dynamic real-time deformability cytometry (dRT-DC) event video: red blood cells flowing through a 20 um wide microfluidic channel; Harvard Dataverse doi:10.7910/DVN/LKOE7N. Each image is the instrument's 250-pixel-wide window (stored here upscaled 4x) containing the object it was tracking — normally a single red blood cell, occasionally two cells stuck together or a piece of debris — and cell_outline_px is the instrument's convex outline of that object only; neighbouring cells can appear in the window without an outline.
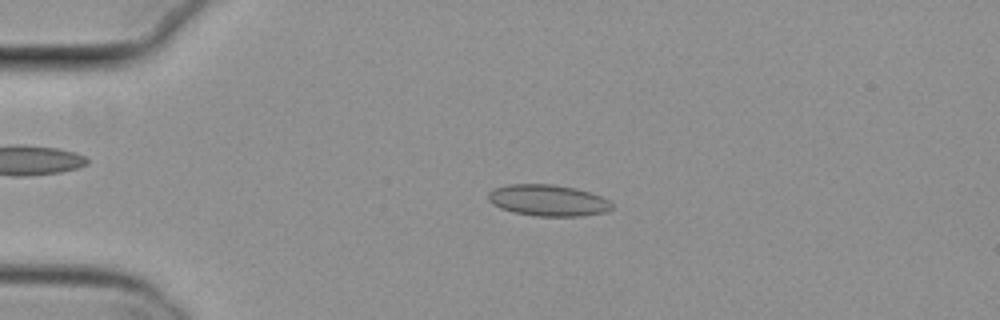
{"species": "common noctule bat (a hibernating species)", "species_latin": "Nyctalus noctula", "temperature_condition": "cold", "stored_images_in_passage": 51, "camera_frame_rate_fps": 3000, "um_per_image_px": 0.085, "animal": {"sex": "female", "body_mass_g": 29.2, "forearm_length_mm": 56.3}, "frame": {"image": 1, "passage_image": 10, "time_ms": 3.0, "image_size_px": [1000, 320], "cell_outline_px": [[612, 208], [604, 212], [580, 216], [536, 216], [512, 212], [500, 208], [492, 204], [488, 200], [488, 192], [496, 188], [508, 184], [552, 184], [576, 188], [612, 200]], "centroid_in_image_um": [46.57, 17.03], "position_along_channel_um": 38.4, "area_um2": 22.66}}
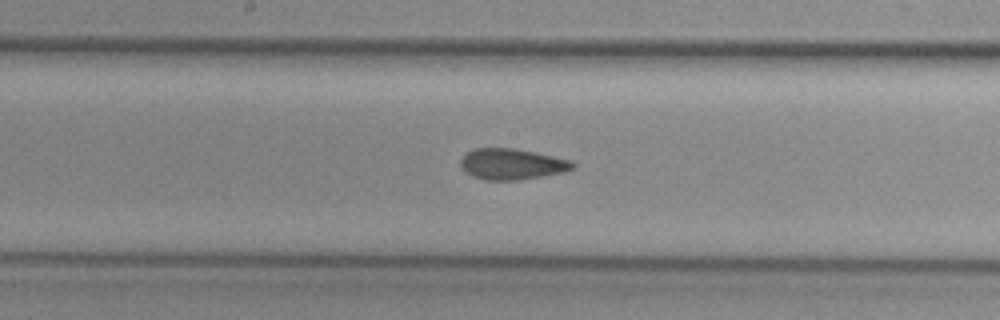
{"frame": {"image": 2, "passage_image": 26, "time_ms": 8.333, "image_size_px": [1000, 320], "cell_outline_px": [[576, 164], [572, 168], [564, 172], [516, 180], [484, 180], [472, 176], [464, 172], [460, 168], [460, 160], [468, 152], [476, 148], [512, 148], [536, 152], [572, 160]], "centroid_in_image_um": [43.49, 13.95], "position_along_channel_um": 204.7, "area_um2": 20.23}}
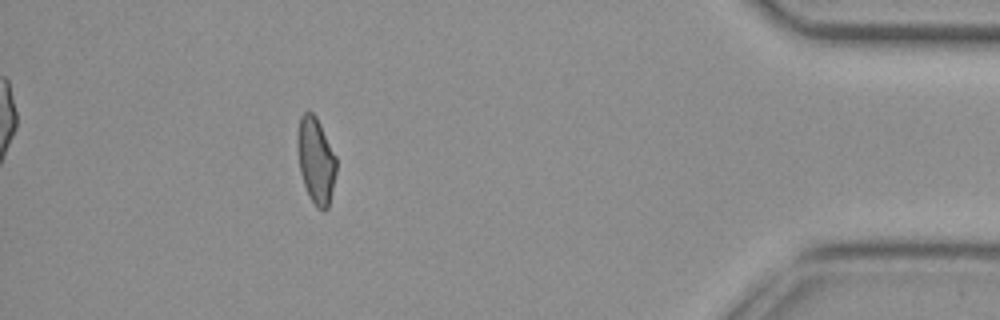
{"frame": {"image": 3, "passage_image": 46, "time_ms": 15.0, "image_size_px": [1000, 320], "cell_outline_px": [[336, 172], [328, 208], [324, 212], [316, 208], [308, 196], [300, 172], [296, 144], [296, 136], [300, 116], [304, 112], [312, 112], [316, 116], [336, 156]], "centroid_in_image_um": [26.83, 13.65], "position_along_channel_um": 408.4, "area_um2": 19.71}, "authors_computed_cell_mechanics": {"area_um2": 20.4034, "velocity_mm_per_s": 3.8236, "shape_relaxation_time_tau1_ms": null, "shape_relaxation_time_tau2_ms": 2.1203, "deformation_change_tau1": null, "deformation_change_tau2": 0.07}}